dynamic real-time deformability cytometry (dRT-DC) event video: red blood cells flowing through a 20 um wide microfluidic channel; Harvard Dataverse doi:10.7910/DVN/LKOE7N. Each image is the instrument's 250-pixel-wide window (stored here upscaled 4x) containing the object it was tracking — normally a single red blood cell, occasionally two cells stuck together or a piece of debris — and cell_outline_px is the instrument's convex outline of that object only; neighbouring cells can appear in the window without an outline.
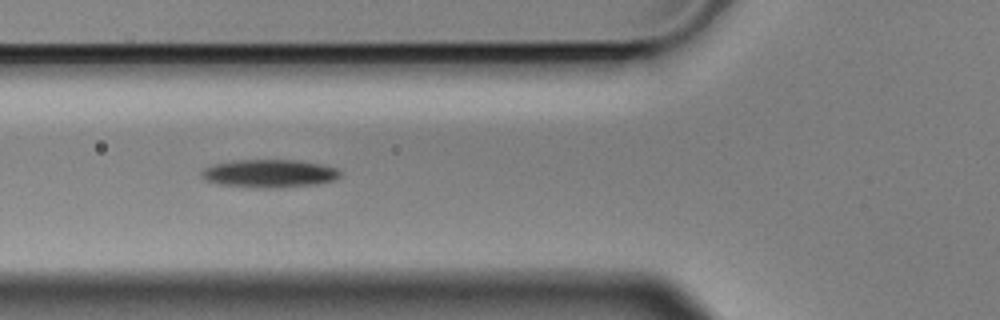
{"species": "Egyptian fruit bat (a non-hibernating species)", "species_latin": "Rousettus aegyptiacus", "temperature_condition": "cold", "stored_images_in_passage": 14, "camera_frame_rate_fps": 3000, "um_per_image_px": 0.085, "animal": {"sex": "male"}, "frame": {"image": 1, "passage_image": 5, "time_ms": 1.333, "image_size_px": [1000, 320], "cell_outline_px": [[340, 176], [332, 180], [316, 184], [220, 184], [208, 180], [200, 176], [200, 172], [204, 168], [216, 164], [232, 160], [296, 160], [320, 164], [336, 168], [340, 172]], "centroid_in_image_um": [22.89, 14.66], "position_along_channel_um": 102.9, "area_um2": 20.81}}
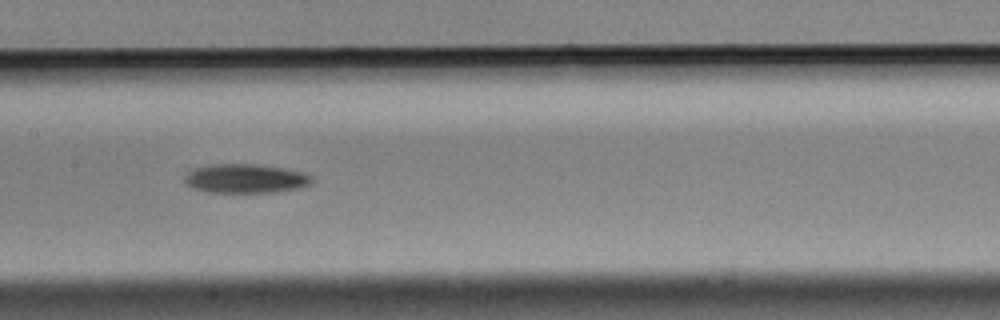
{"frame": {"image": 2, "passage_image": 7, "time_ms": 2.0, "image_size_px": [1000, 320], "cell_outline_px": [[312, 184], [300, 188], [272, 192], [208, 192], [188, 188], [184, 184], [184, 176], [196, 168], [212, 164], [252, 164], [284, 168], [304, 172], [312, 176]], "centroid_in_image_um": [20.86, 15.18], "position_along_channel_um": 186.5, "area_um2": 21.68}}
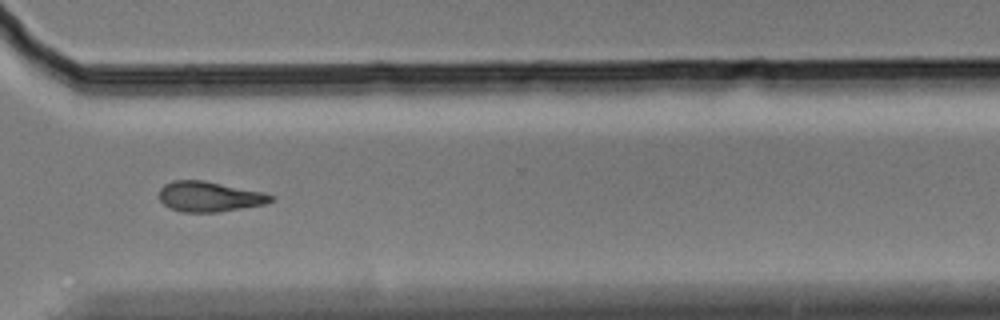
{"frame": {"image": 3, "passage_image": 11, "time_ms": 3.333, "image_size_px": [1000, 320], "cell_outline_px": [[272, 200], [264, 204], [216, 212], [180, 212], [168, 208], [160, 200], [160, 188], [164, 184], [172, 180], [204, 180], [264, 192], [272, 196]], "centroid_in_image_um": [17.74, 16.7], "position_along_channel_um": 352.9, "area_um2": 19.59}}